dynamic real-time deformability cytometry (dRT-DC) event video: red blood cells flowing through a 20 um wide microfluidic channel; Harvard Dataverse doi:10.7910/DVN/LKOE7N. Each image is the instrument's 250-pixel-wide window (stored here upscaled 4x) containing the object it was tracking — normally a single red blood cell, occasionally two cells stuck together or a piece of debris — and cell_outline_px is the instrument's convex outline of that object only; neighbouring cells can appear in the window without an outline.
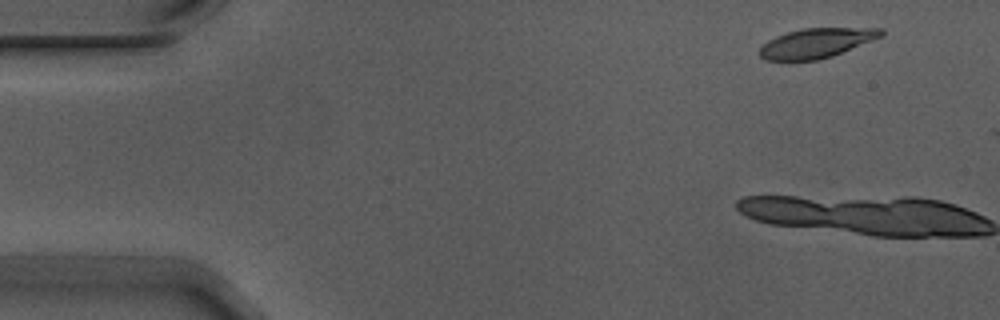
{"species": "Egyptian fruit bat (a non-hibernating species)", "species_latin": "Rousettus aegyptiacus", "temperature_condition": "warm", "stored_images_in_passage": 8, "camera_frame_rate_fps": 3000, "um_per_image_px": 0.085, "animal": {"sex": "male"}, "frame": {"image": 1, "passage_image": 1, "time_ms": 0.0, "image_size_px": [1000, 320], "cell_outline_px": [[884, 36], [832, 56], [816, 60], [764, 60], [760, 56], [760, 48], [768, 40], [776, 36], [788, 32], [804, 28], [884, 28]], "centroid_in_image_um": [69.43, 3.65], "position_along_channel_um": 15.6, "area_um2": 20.87}}
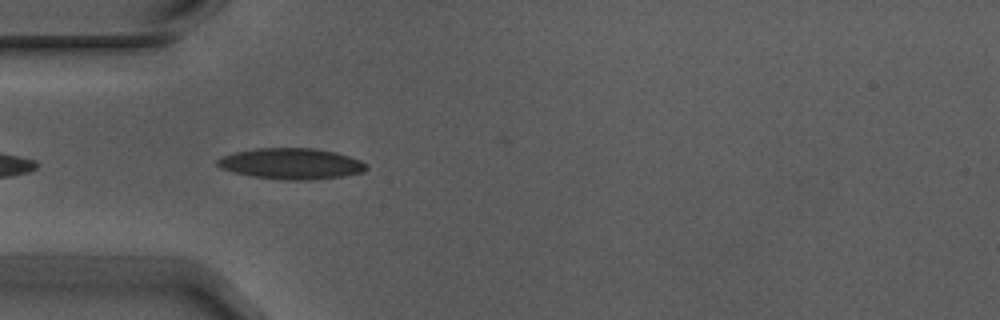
{"frame": {"image": 2, "passage_image": 6, "time_ms": 1.667, "image_size_px": [1000, 320], "cell_outline_px": [[368, 168], [364, 172], [344, 176], [312, 180], [284, 180], [252, 176], [232, 172], [220, 168], [216, 164], [216, 160], [224, 156], [236, 152], [256, 148], [312, 148], [336, 152], [360, 160], [368, 164]], "centroid_in_image_um": [24.78, 13.92], "position_along_channel_um": 60.2, "area_um2": 26.99}}
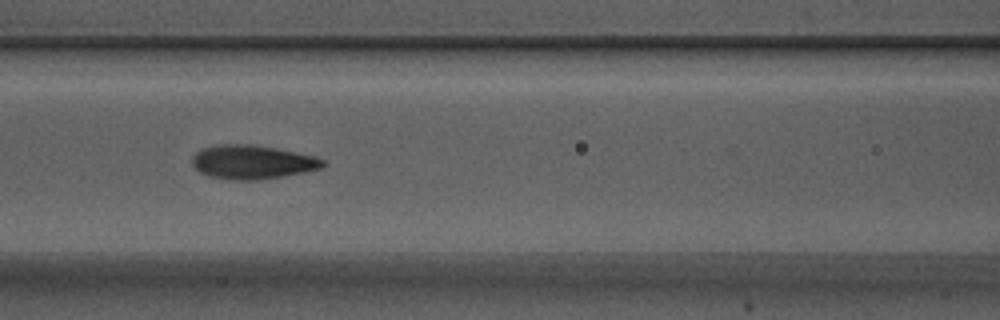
{"frame": {"image": 3, "passage_image": 8, "time_ms": 2.333, "image_size_px": [1000, 320], "cell_outline_px": [[328, 164], [320, 168], [304, 172], [256, 180], [232, 180], [208, 176], [200, 172], [192, 164], [192, 156], [200, 148], [216, 144], [252, 144], [276, 148], [316, 156], [324, 160]], "centroid_in_image_um": [21.42, 13.76], "position_along_channel_um": 145.2, "area_um2": 25.95}}